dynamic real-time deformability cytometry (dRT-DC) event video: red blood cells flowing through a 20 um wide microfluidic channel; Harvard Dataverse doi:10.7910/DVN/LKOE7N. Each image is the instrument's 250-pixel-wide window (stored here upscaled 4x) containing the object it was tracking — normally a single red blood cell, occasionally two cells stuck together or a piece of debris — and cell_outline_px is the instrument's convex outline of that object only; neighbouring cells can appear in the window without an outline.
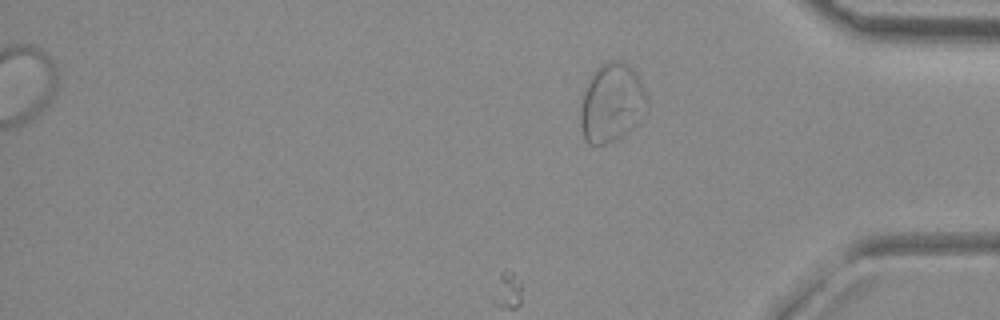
{"species": "common noctule bat (a hibernating species)", "species_latin": "Nyctalus noctula", "temperature_condition": "room temperature", "stored_images_in_passage": 30, "camera_frame_rate_fps": 3000, "um_per_image_px": 0.085, "animal": {"sex": "female", "body_mass_g": 29.2, "forearm_length_mm": 56.3}, "frame": {"image": 1, "passage_image": 30, "time_ms": 9.667, "image_size_px": [1000, 320], "cell_outline_px": [[648, 108], [624, 132], [612, 140], [604, 144], [588, 144], [584, 140], [580, 124], [580, 112], [584, 92], [596, 68], [600, 64], [608, 60], [620, 60], [628, 64], [636, 72], [648, 96]], "centroid_in_image_um": [51.98, 8.69], "position_along_channel_um": 383.2, "area_um2": 30.0}}